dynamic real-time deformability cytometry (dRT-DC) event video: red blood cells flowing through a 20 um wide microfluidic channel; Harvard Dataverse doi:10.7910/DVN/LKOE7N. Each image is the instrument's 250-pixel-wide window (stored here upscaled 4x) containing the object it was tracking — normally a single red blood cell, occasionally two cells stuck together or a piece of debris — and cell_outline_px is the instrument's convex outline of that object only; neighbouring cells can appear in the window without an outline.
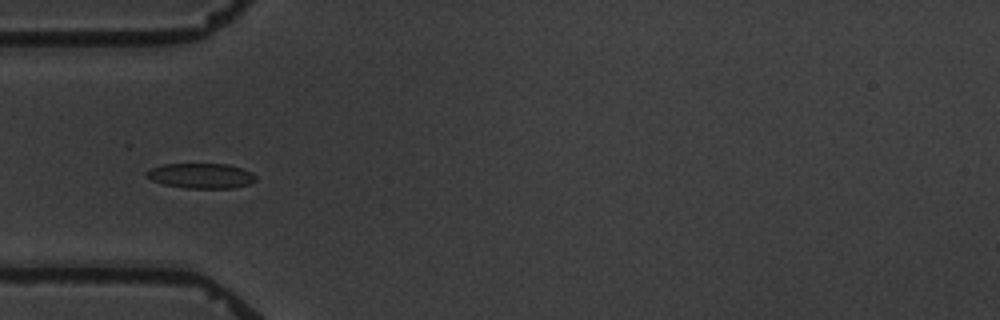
{"species": "common noctule bat (a hibernating species)", "species_latin": "Nyctalus noctula", "temperature_condition": "warm", "stored_images_in_passage": 10, "camera_frame_rate_fps": 3000, "um_per_image_px": 0.085, "animal": {"sex": "male", "body_mass_g": 19.5, "forearm_length_mm": 54.6}, "frame": {"image": 1, "passage_image": 6, "time_ms": 6.0, "image_size_px": [1000, 320], "cell_outline_px": [[256, 180], [248, 184], [236, 188], [184, 188], [164, 184], [152, 180], [144, 172], [152, 168], [164, 164], [228, 164], [252, 172], [256, 176]], "centroid_in_image_um": [17.11, 14.94], "position_along_channel_um": 67.9, "area_um2": 15.9}}
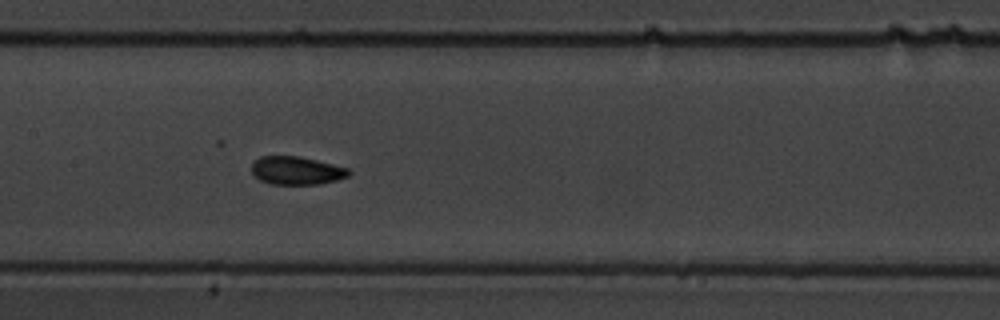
{"frame": {"image": 2, "passage_image": 9, "time_ms": 9.333, "image_size_px": [1000, 320], "cell_outline_px": [[352, 172], [348, 176], [336, 180], [320, 184], [268, 184], [260, 180], [252, 172], [252, 164], [260, 156], [300, 156], [348, 168]], "centroid_in_image_um": [25.21, 14.5], "position_along_channel_um": 182.2, "area_um2": 15.9}}
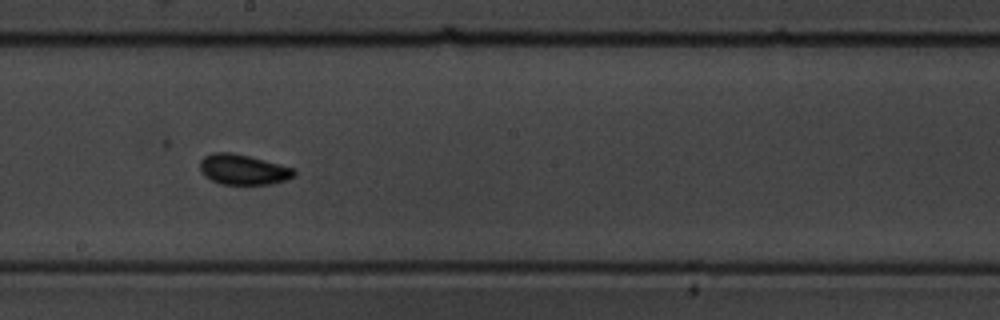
{"frame": {"image": 3, "passage_image": 10, "time_ms": 10.667, "image_size_px": [1000, 320], "cell_outline_px": [[296, 176], [272, 184], [220, 184], [204, 176], [200, 168], [200, 160], [204, 156], [212, 152], [232, 152], [296, 168]], "centroid_in_image_um": [20.67, 14.41], "position_along_channel_um": 227.5, "area_um2": 16.7}}